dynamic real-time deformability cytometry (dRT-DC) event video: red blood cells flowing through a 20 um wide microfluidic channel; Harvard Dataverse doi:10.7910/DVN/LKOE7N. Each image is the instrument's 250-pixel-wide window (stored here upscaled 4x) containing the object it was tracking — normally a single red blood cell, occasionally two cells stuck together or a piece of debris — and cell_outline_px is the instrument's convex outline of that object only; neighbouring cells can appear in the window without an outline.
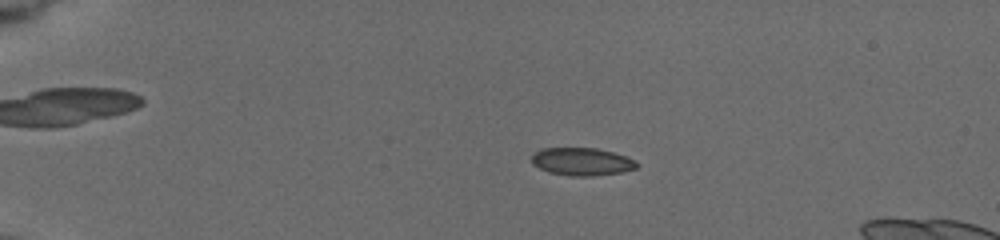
{"species": "common noctule bat (a hibernating species)", "species_latin": "Nyctalus noctula", "temperature_condition": "cold", "stored_images_in_passage": 8, "camera_frame_rate_fps": 3000, "um_per_image_px": 0.085, "animal": {"sex": "female", "body_mass_g": 19.5, "forearm_length_mm": 54.1}, "frame": {"image": 1, "passage_image": 3, "time_ms": 1.667, "image_size_px": [1000, 240], "cell_outline_px": [[640, 164], [636, 168], [620, 172], [592, 176], [568, 176], [548, 172], [532, 164], [532, 156], [540, 148], [596, 148], [612, 152], [636, 160]], "centroid_in_image_um": [49.45, 13.74], "position_along_channel_um": 35.5, "area_um2": 16.99}}
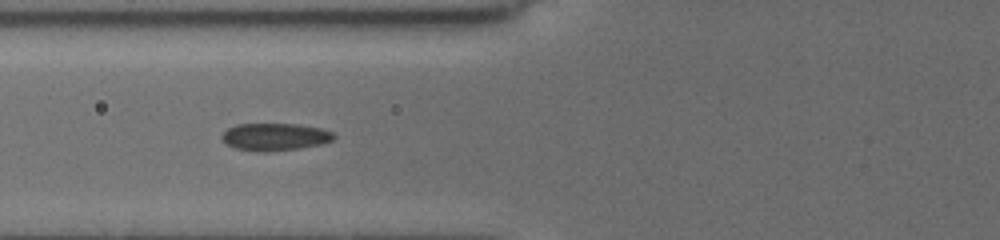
{"frame": {"image": 2, "passage_image": 7, "time_ms": 5.333, "image_size_px": [1000, 240], "cell_outline_px": [[336, 136], [332, 140], [320, 144], [300, 148], [268, 152], [256, 152], [236, 148], [228, 144], [220, 136], [228, 128], [236, 124], [296, 124], [320, 128], [332, 132]], "centroid_in_image_um": [23.36, 11.63], "position_along_channel_um": 102.4, "area_um2": 17.8}}
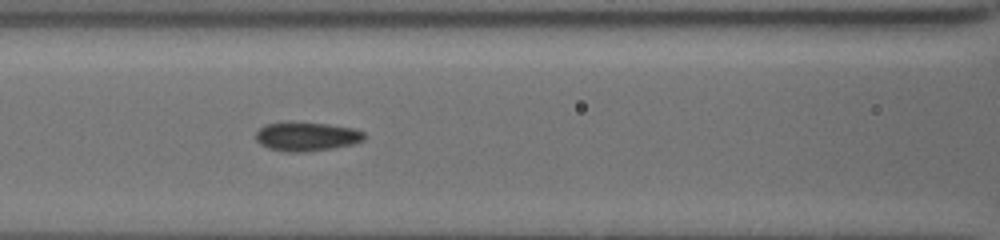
{"frame": {"image": 3, "passage_image": 8, "time_ms": 6.333, "image_size_px": [1000, 240], "cell_outline_px": [[368, 136], [364, 140], [352, 144], [332, 148], [304, 152], [288, 152], [268, 148], [260, 144], [256, 140], [256, 132], [264, 124], [288, 120], [328, 124], [352, 128], [364, 132]], "centroid_in_image_um": [26.04, 11.58], "position_along_channel_um": 140.6, "area_um2": 18.73}}